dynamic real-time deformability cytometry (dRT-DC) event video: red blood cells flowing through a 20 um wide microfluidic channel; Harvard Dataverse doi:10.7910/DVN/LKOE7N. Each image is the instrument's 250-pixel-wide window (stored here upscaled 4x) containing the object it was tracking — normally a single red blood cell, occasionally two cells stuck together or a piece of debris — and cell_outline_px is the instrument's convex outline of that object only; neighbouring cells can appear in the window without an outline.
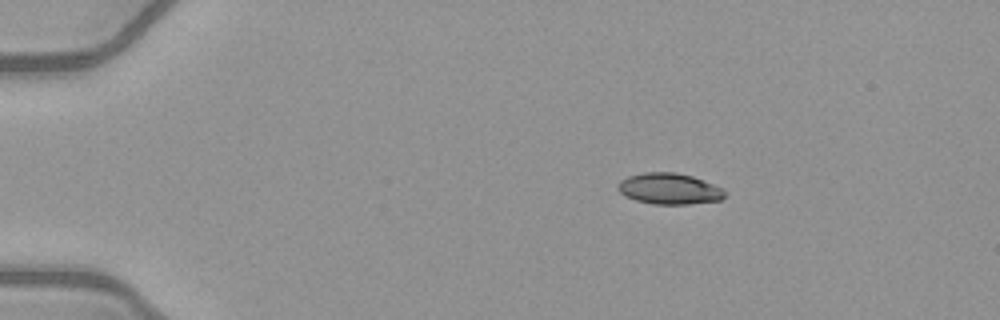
{"species": "common noctule bat (a hibernating species)", "species_latin": "Nyctalus noctula", "temperature_condition": "warm", "stored_images_in_passage": 43, "camera_frame_rate_fps": 3000, "um_per_image_px": 0.085, "animal": {"sex": "female", "body_mass_g": 21.9}, "frame": {"image": 1, "passage_image": 1, "time_ms": 0.0, "image_size_px": [1000, 320], "cell_outline_px": [[724, 196], [720, 200], [688, 204], [652, 204], [636, 200], [624, 196], [616, 188], [620, 180], [628, 176], [644, 172], [676, 172], [692, 176], [712, 184], [720, 188], [724, 192]], "centroid_in_image_um": [56.82, 16.04], "position_along_channel_um": 28.2, "area_um2": 19.25}}
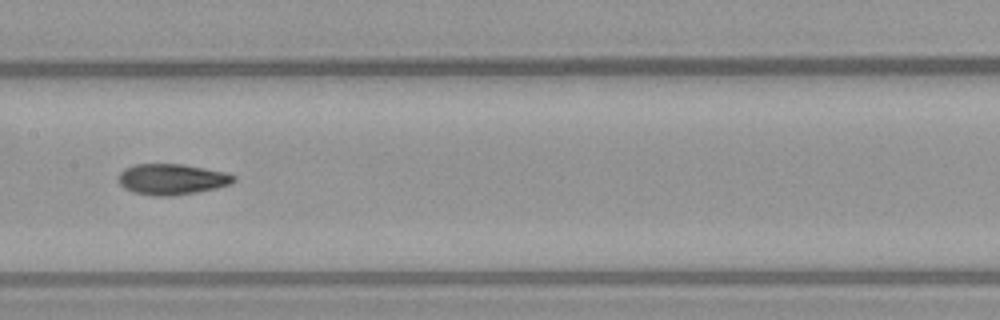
{"frame": {"image": 2, "passage_image": 19, "time_ms": 6.0, "image_size_px": [1000, 320], "cell_outline_px": [[236, 180], [232, 184], [216, 188], [196, 192], [168, 196], [156, 196], [132, 192], [124, 188], [120, 184], [120, 172], [124, 168], [132, 164], [180, 164], [204, 168], [224, 172], [236, 176]], "centroid_in_image_um": [14.61, 15.23], "position_along_channel_um": 192.8, "area_um2": 20.63}}
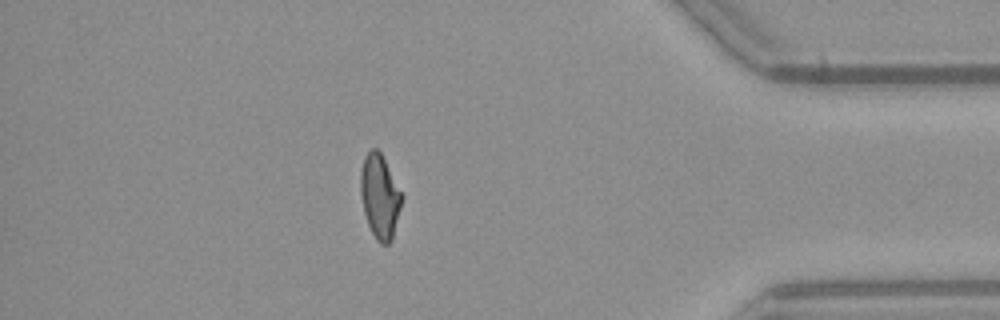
{"frame": {"image": 3, "passage_image": 37, "time_ms": 12.0, "image_size_px": [1000, 320], "cell_outline_px": [[404, 196], [392, 240], [388, 244], [380, 244], [376, 240], [368, 224], [364, 212], [360, 192], [360, 172], [364, 156], [372, 148], [376, 148], [380, 152]], "centroid_in_image_um": [32.29, 16.71], "position_along_channel_um": 402.9, "area_um2": 20.23}, "authors_computed_cell_mechanics": {"area_um2": 20.2878, "velocity_mm_per_s": 4.0829, "shape_relaxation_time_tau1_ms": 11.3654, "shape_relaxation_time_tau2_ms": 2.7198, "deformation_change_tau1": 0.2845, "deformation_change_tau2": 0.0885}}